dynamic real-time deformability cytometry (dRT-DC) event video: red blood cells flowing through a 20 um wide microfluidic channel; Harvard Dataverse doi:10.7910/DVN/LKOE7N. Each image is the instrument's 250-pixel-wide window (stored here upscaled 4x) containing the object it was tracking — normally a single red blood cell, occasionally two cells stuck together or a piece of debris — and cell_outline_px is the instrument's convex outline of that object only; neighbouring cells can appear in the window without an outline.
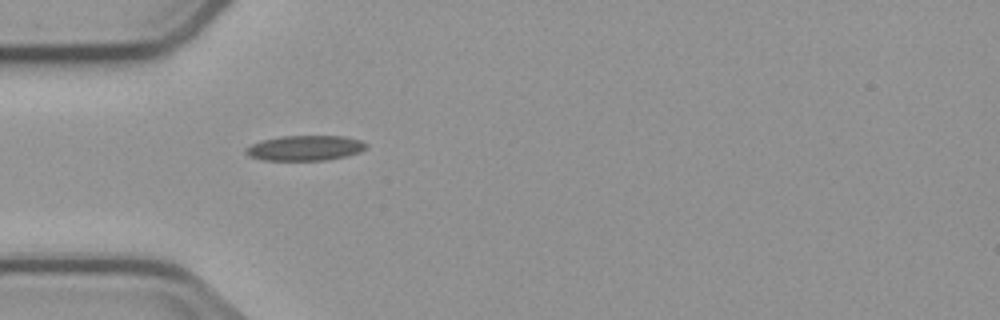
{"species": "common noctule bat (a hibernating species)", "species_latin": "Nyctalus noctula", "temperature_condition": "cold", "stored_images_in_passage": 4, "camera_frame_rate_fps": 3000, "um_per_image_px": 0.085, "animal": {"sex": "male", "body_mass_g": 23.1, "forearm_length_mm": 52.7}, "frame": {"image": 1, "passage_image": 4, "time_ms": 4.667, "image_size_px": [1000, 320], "cell_outline_px": [[368, 148], [360, 152], [348, 156], [324, 160], [264, 160], [248, 156], [244, 152], [244, 148], [252, 144], [264, 140], [284, 136], [344, 136], [360, 140], [368, 144]], "centroid_in_image_um": [25.96, 12.58], "position_along_channel_um": 59.0, "area_um2": 17.69}}